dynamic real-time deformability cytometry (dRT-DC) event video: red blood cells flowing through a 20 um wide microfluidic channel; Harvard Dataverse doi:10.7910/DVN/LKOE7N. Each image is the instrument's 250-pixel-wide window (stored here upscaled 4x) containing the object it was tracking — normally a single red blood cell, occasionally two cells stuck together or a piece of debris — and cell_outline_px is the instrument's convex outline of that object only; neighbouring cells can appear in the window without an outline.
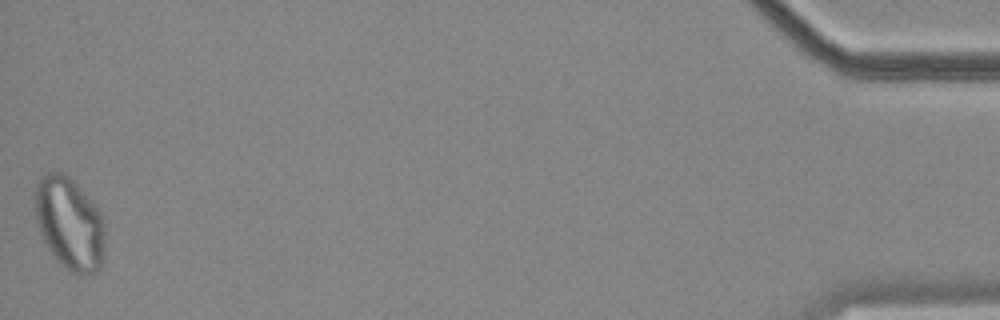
{"species": "common noctule bat (a hibernating species)", "species_latin": "Nyctalus noctula", "temperature_condition": "cold", "stored_images_in_passage": 56, "camera_frame_rate_fps": 3000, "um_per_image_px": 0.085, "animal": {"sex": "female", "body_mass_g": 18.4}, "frame": {"image": 1, "passage_image": 56, "time_ms": 18.333, "image_size_px": [1000, 320], "cell_outline_px": [[104, 256], [100, 268], [96, 272], [80, 276], [76, 276], [64, 268], [52, 252], [44, 240], [40, 232], [36, 220], [36, 184], [48, 172], [60, 172], [68, 176], [76, 184], [104, 216]], "centroid_in_image_um": [5.95, 19.05], "position_along_channel_um": 429.3, "area_um2": 37.45}}